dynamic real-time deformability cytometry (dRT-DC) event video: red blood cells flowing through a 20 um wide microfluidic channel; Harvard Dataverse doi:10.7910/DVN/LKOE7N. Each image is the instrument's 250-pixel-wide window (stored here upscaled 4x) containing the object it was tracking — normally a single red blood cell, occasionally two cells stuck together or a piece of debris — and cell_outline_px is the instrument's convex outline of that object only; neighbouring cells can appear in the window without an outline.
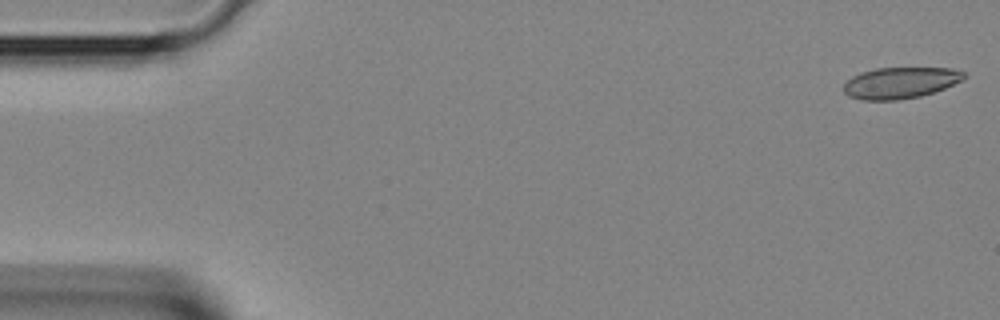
{"species": "Egyptian fruit bat (a non-hibernating species)", "species_latin": "Rousettus aegyptiacus", "temperature_condition": "room temperature", "stored_images_in_passage": 40, "camera_frame_rate_fps": 3000, "um_per_image_px": 0.085, "animal": {"sex": "female"}, "frame": {"image": 1, "passage_image": 1, "time_ms": 0.0, "image_size_px": [1000, 320], "cell_outline_px": [[968, 76], [944, 88], [920, 96], [896, 100], [860, 100], [848, 96], [844, 92], [844, 84], [852, 76], [860, 72], [876, 68], [952, 68], [964, 72]], "centroid_in_image_um": [76.49, 7.03], "position_along_channel_um": 8.5, "area_um2": 21.85}}
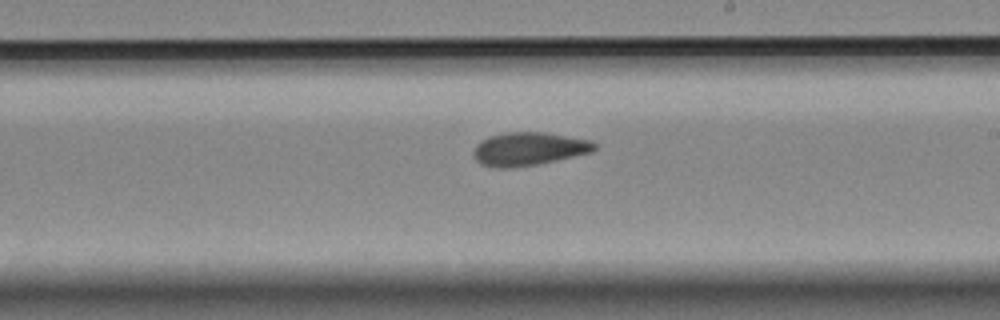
{"frame": {"image": 2, "passage_image": 23, "time_ms": 7.333, "image_size_px": [1000, 320], "cell_outline_px": [[596, 148], [592, 152], [556, 160], [536, 164], [512, 168], [492, 168], [480, 164], [472, 156], [472, 152], [476, 144], [480, 140], [488, 136], [508, 132], [544, 132], [592, 140], [596, 144]], "centroid_in_image_um": [44.89, 12.66], "position_along_channel_um": 244.1, "area_um2": 23.7}}
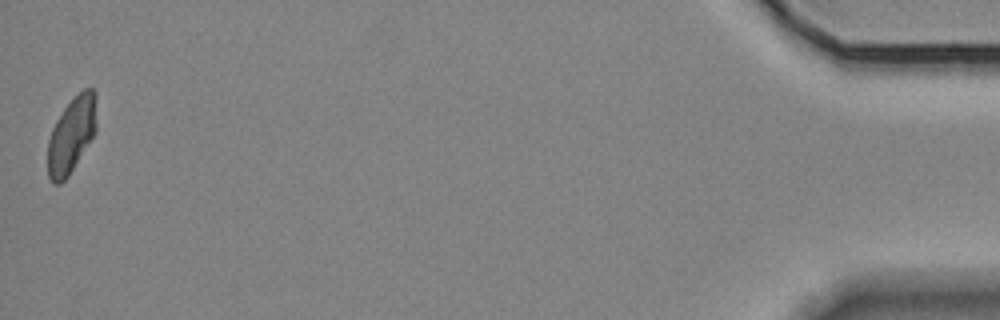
{"frame": {"image": 3, "passage_image": 40, "time_ms": 13.0, "image_size_px": [1000, 320], "cell_outline_px": [[96, 132], [68, 176], [60, 184], [52, 184], [48, 176], [48, 140], [52, 128], [56, 120], [64, 108], [84, 88], [92, 88], [96, 92]], "centroid_in_image_um": [6.08, 11.48], "position_along_channel_um": 429.1, "area_um2": 21.5}}